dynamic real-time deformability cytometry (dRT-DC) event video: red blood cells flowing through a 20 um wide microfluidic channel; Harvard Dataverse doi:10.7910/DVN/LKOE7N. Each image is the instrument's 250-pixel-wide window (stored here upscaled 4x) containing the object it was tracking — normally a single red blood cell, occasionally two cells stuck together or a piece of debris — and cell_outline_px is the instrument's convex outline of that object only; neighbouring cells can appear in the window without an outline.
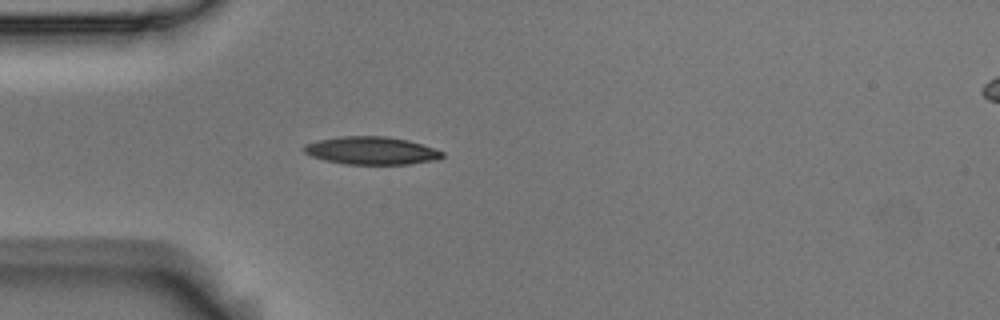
{"species": "Egyptian fruit bat (a non-hibernating species)", "species_latin": "Rousettus aegyptiacus", "temperature_condition": "room temperature", "stored_images_in_passage": 3, "camera_frame_rate_fps": 3000, "um_per_image_px": 0.085, "animal": {"sex": "male"}, "frame": {"image": 1, "passage_image": 3, "time_ms": 0.667, "image_size_px": [1000, 320], "cell_outline_px": [[444, 156], [436, 160], [408, 164], [344, 164], [324, 160], [312, 156], [304, 152], [304, 144], [316, 140], [340, 136], [388, 136], [408, 140], [444, 152]], "centroid_in_image_um": [31.54, 12.8], "position_along_channel_um": 53.5, "area_um2": 22.43}}